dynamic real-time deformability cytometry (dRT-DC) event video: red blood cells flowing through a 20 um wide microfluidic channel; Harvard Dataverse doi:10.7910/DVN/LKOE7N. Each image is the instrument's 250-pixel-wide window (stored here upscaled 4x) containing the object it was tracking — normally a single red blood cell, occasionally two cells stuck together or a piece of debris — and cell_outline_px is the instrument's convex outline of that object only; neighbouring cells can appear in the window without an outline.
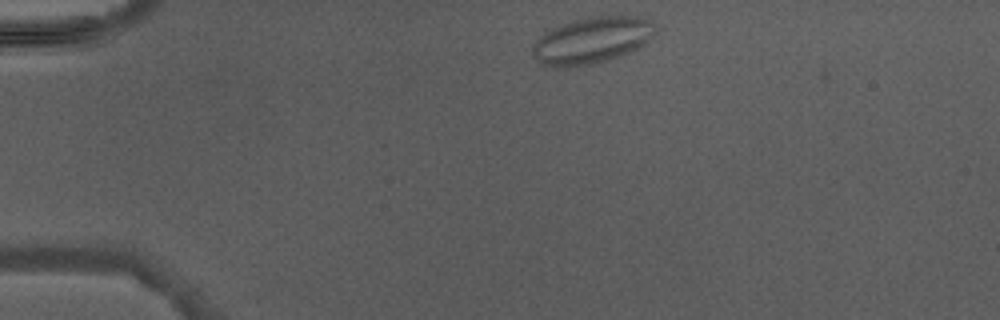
{"species": "Egyptian fruit bat (a non-hibernating species)", "species_latin": "Rousettus aegyptiacus", "temperature_condition": "warm", "stored_images_in_passage": 2, "camera_frame_rate_fps": 3000, "um_per_image_px": 0.085, "animal": {"sex": "male"}, "frame": {"image": 1, "passage_image": 1, "time_ms": 0.0, "image_size_px": [1000, 320], "cell_outline_px": [[656, 32], [644, 44], [628, 52], [608, 60], [592, 64], [564, 68], [552, 68], [536, 60], [532, 56], [532, 48], [536, 40], [544, 32], [552, 28], [572, 20], [588, 16], [620, 12], [652, 20], [656, 28]], "centroid_in_image_um": [50.32, 3.38], "position_along_channel_um": 34.7, "area_um2": 34.16}}